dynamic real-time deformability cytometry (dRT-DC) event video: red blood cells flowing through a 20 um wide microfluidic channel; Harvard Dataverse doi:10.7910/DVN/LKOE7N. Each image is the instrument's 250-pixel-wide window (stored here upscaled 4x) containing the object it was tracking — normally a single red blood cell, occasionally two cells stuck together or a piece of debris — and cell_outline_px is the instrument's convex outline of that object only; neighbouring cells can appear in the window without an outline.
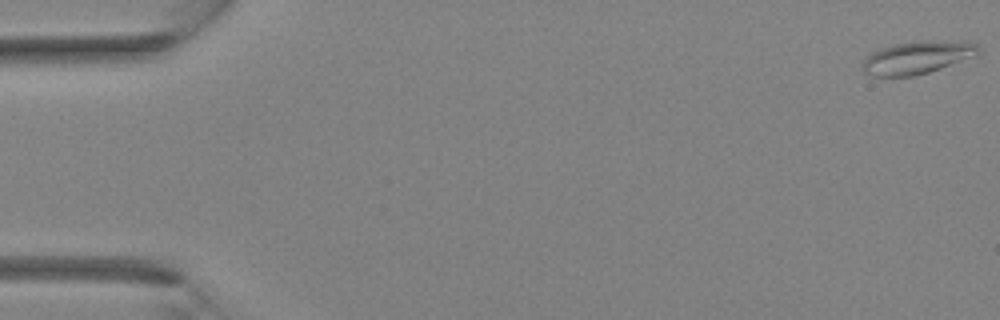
{"species": "Egyptian fruit bat (a non-hibernating species)", "species_latin": "Rousettus aegyptiacus", "temperature_condition": "room temperature", "stored_images_in_passage": 38, "camera_frame_rate_fps": 3000, "um_per_image_px": 0.085, "animal": {"sex": "female"}, "frame": {"image": 1, "passage_image": 1, "time_ms": 0.0, "image_size_px": [1000, 320], "cell_outline_px": [[980, 48], [976, 56], [916, 76], [872, 76], [864, 72], [860, 68], [864, 60], [872, 52], [880, 48], [912, 40], [968, 40], [976, 44]], "centroid_in_image_um": [77.99, 4.86], "position_along_channel_um": 7.0, "area_um2": 22.48}}
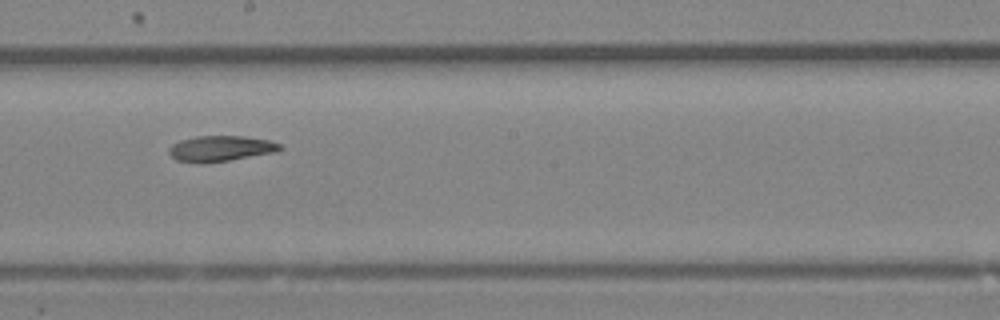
{"frame": {"image": 2, "passage_image": 22, "time_ms": 7.0, "image_size_px": [1000, 320], "cell_outline_px": [[284, 148], [276, 152], [204, 164], [200, 164], [176, 160], [168, 152], [168, 148], [172, 144], [180, 140], [196, 136], [244, 136], [268, 140], [280, 144]], "centroid_in_image_um": [18.72, 12.63], "position_along_channel_um": 229.5, "area_um2": 16.7}}
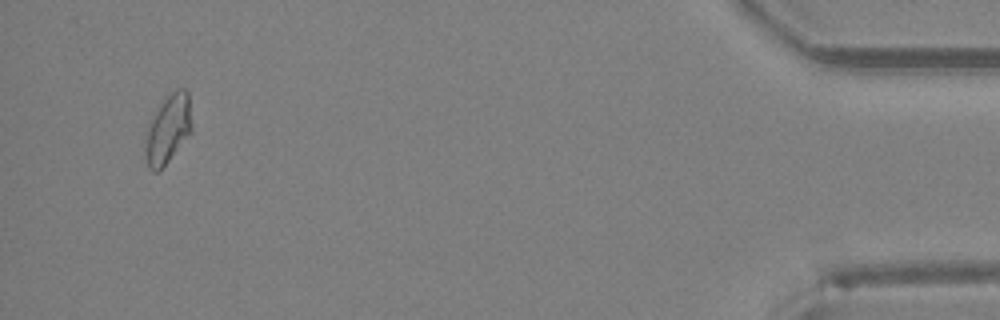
{"frame": {"image": 3, "passage_image": 37, "time_ms": 12.0, "image_size_px": [1000, 320], "cell_outline_px": [[192, 132], [168, 160], [156, 172], [152, 172], [148, 168], [144, 148], [144, 128], [160, 104], [176, 88], [184, 88], [188, 92], [192, 128]], "centroid_in_image_um": [14.24, 10.97], "position_along_channel_um": 421.0, "area_um2": 18.79}}